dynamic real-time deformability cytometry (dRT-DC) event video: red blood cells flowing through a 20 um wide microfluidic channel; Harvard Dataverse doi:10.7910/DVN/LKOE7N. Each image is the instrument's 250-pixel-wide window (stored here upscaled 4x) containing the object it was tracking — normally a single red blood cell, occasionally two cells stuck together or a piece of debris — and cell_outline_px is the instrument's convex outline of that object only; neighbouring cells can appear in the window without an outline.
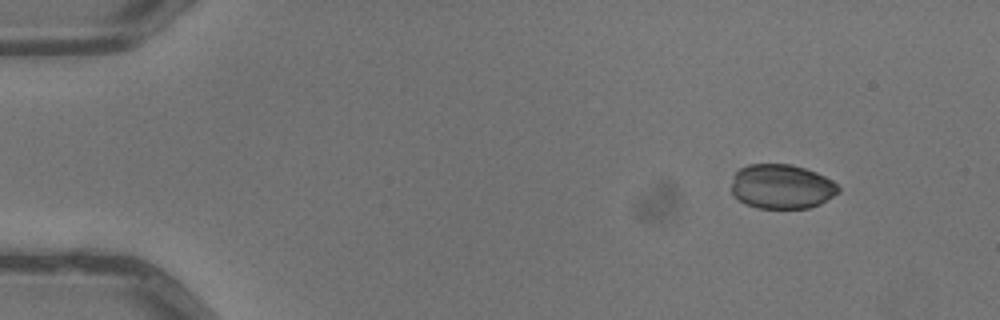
{"species": "common noctule bat (a hibernating species)", "species_latin": "Nyctalus noctula", "temperature_condition": "warm", "stored_images_in_passage": 4, "camera_frame_rate_fps": 3000, "um_per_image_px": 0.085, "animal": {"sex": "male", "body_mass_g": 13.3}, "frame": {"image": 1, "passage_image": 1, "time_ms": 0.0, "image_size_px": [1000, 320], "cell_outline_px": [[840, 192], [820, 204], [808, 208], [756, 208], [744, 204], [732, 196], [732, 176], [740, 168], [748, 164], [792, 164], [816, 172], [832, 180], [840, 188]], "centroid_in_image_um": [66.42, 15.86], "position_along_channel_um": 18.6, "area_um2": 28.03}}
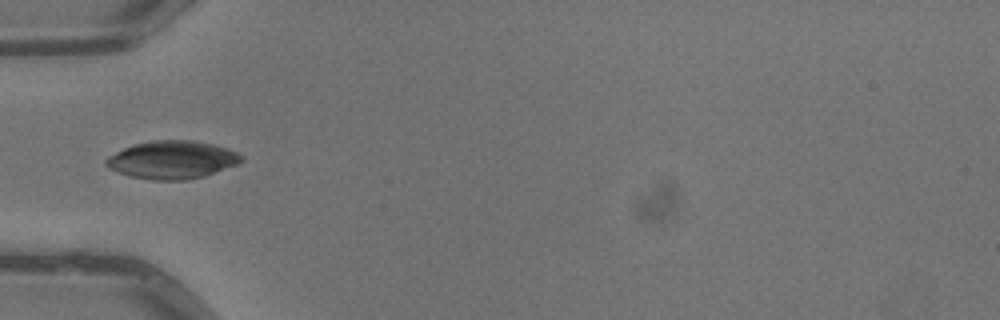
{"frame": {"image": 2, "passage_image": 4, "time_ms": 1.0, "image_size_px": [1000, 320], "cell_outline_px": [[244, 160], [236, 164], [204, 176], [184, 180], [152, 180], [132, 176], [108, 168], [104, 164], [104, 160], [108, 156], [124, 148], [136, 144], [152, 140], [192, 140], [212, 144], [228, 148], [244, 156]], "centroid_in_image_um": [14.63, 13.58], "position_along_channel_um": 70.4, "area_um2": 29.71}}